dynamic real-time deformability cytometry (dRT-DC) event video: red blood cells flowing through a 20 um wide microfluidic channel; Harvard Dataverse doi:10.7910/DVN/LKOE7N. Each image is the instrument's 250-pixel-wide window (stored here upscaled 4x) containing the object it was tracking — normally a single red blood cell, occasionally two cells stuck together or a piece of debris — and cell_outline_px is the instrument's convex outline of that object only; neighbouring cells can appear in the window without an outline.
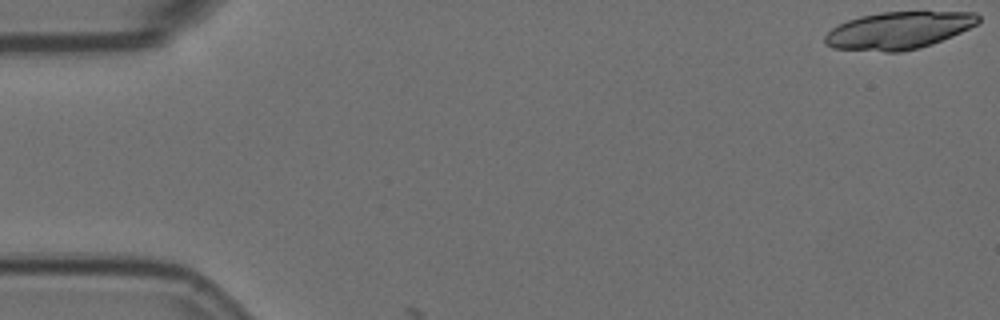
{"species": "Egyptian fruit bat (a non-hibernating species)", "species_latin": "Rousettus aegyptiacus", "temperature_condition": "room temperature", "stored_images_in_passage": 2, "camera_frame_rate_fps": 3000, "um_per_image_px": 0.085, "animal": {"sex": "female"}, "frame": {"image": 1, "passage_image": 1, "time_ms": 0.0, "image_size_px": [1000, 320], "cell_outline_px": [[980, 20], [976, 24], [952, 36], [932, 44], [900, 52], [884, 52], [832, 48], [824, 44], [824, 36], [832, 28], [848, 20], [860, 16], [880, 12], [976, 12], [980, 16]], "centroid_in_image_um": [76.35, 2.59], "position_along_channel_um": 8.7, "area_um2": 33.23}}